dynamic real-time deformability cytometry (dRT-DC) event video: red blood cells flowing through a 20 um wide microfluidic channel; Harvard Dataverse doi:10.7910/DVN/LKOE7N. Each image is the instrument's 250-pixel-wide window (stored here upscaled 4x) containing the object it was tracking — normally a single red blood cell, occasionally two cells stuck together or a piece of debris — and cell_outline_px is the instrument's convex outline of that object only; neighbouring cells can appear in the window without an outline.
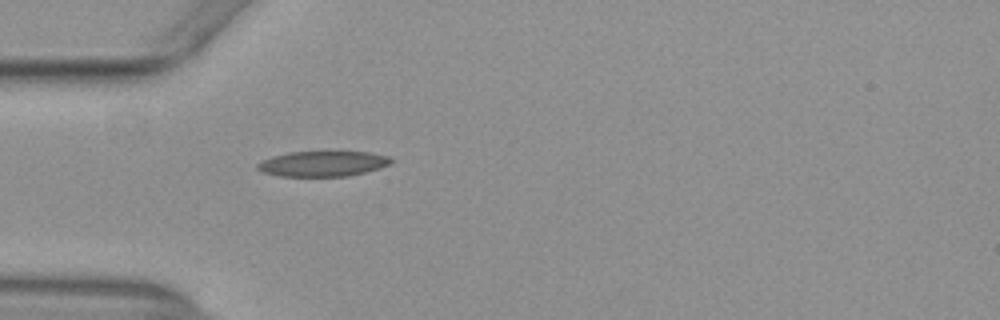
{"species": "common noctule bat (a hibernating species)", "species_latin": "Nyctalus noctula", "temperature_condition": "warm", "stored_images_in_passage": 43, "camera_frame_rate_fps": 3000, "um_per_image_px": 0.085, "animal": {"sex": "female", "body_mass_g": 29.2, "forearm_length_mm": 56.3}, "frame": {"image": 1, "passage_image": 6, "time_ms": 1.667, "image_size_px": [1000, 320], "cell_outline_px": [[392, 164], [380, 168], [348, 176], [280, 176], [264, 172], [256, 168], [256, 164], [272, 156], [288, 152], [332, 148], [372, 152], [388, 156], [392, 160]], "centroid_in_image_um": [27.5, 13.85], "position_along_channel_um": 57.5, "area_um2": 20.87}}
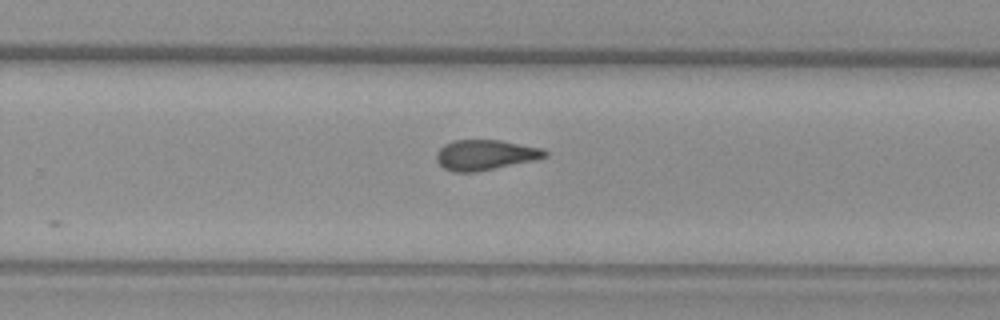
{"frame": {"image": 2, "passage_image": 24, "time_ms": 7.667, "image_size_px": [1000, 320], "cell_outline_px": [[548, 156], [532, 160], [476, 172], [452, 172], [444, 168], [436, 160], [436, 152], [444, 144], [452, 140], [500, 140], [540, 148], [548, 152]], "centroid_in_image_um": [41.19, 13.16], "position_along_channel_um": 288.6, "area_um2": 18.96}}
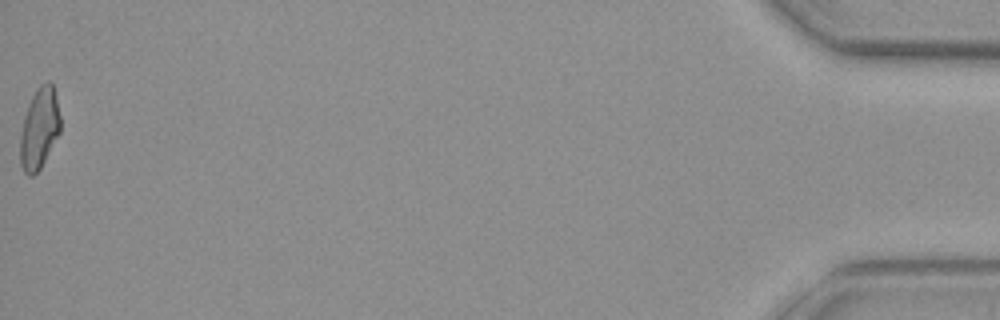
{"frame": {"image": 3, "passage_image": 43, "time_ms": 14.0, "image_size_px": [1000, 320], "cell_outline_px": [[60, 132], [40, 168], [32, 176], [28, 176], [24, 172], [20, 164], [20, 136], [24, 116], [28, 104], [32, 96], [40, 84], [48, 80], [52, 84], [60, 116]], "centroid_in_image_um": [3.33, 10.93], "position_along_channel_um": 431.9, "area_um2": 18.79}, "authors_computed_cell_mechanics": {"area_um2": 19.2474, "velocity_mm_per_s": 3.9255, "shape_relaxation_time_tau1_ms": 7.9348, "shape_relaxation_time_tau2_ms": 2.641, "deformation_change_tau1": 0.2095, "deformation_change_tau2": 0.1112}}